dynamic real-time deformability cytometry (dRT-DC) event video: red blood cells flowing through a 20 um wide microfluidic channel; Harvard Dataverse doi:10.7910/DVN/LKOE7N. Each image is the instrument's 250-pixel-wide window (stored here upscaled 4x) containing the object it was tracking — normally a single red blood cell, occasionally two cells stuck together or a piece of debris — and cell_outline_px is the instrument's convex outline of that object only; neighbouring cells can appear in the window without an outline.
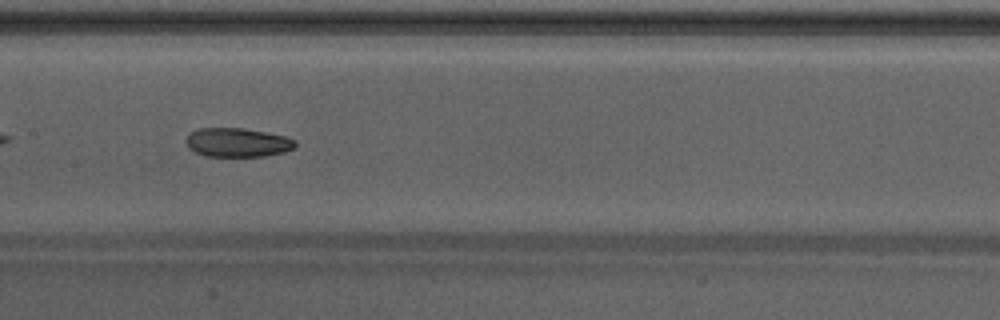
{"species": "Egyptian fruit bat (a non-hibernating species)", "species_latin": "Rousettus aegyptiacus", "temperature_condition": "warm", "stored_images_in_passage": 35, "camera_frame_rate_fps": 3000, "um_per_image_px": 0.085, "animal": {"sex": "male"}, "frame": {"image": 1, "passage_image": 11, "time_ms": 3.333, "image_size_px": [1000, 320], "cell_outline_px": [[296, 144], [292, 148], [284, 152], [264, 156], [204, 156], [188, 148], [188, 136], [192, 132], [200, 128], [244, 128], [284, 136], [296, 140]], "centroid_in_image_um": [20.2, 12.11], "position_along_channel_um": 187.2, "area_um2": 18.15}, "authors_computed_cell_mechanics": {"area_um2": 19.3052, "velocity_mm_per_s": 4.2658, "shape_relaxation_time_tau1_ms": null, "shape_relaxation_time_tau2_ms": 3.6521, "deformation_change_tau1": null, "deformation_change_tau2": 0.0923}}